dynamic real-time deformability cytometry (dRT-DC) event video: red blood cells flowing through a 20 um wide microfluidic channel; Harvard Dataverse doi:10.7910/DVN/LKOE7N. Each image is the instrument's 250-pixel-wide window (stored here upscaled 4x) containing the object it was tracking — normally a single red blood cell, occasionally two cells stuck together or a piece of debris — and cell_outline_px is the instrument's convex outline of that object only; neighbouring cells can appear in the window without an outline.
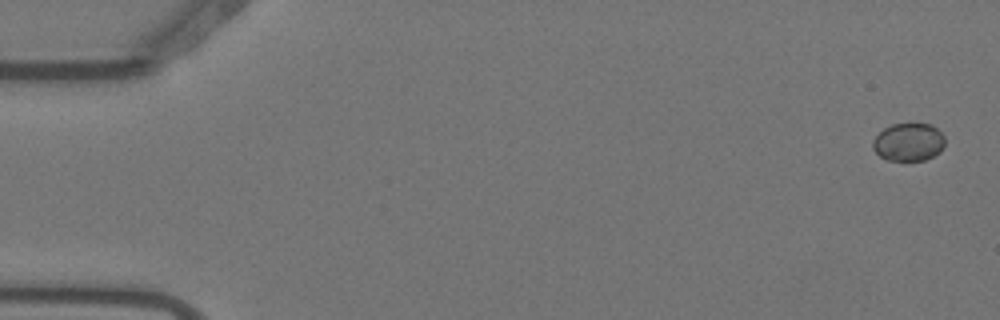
{"species": "Egyptian fruit bat (a non-hibernating species)", "species_latin": "Rousettus aegyptiacus", "temperature_condition": "warm", "stored_images_in_passage": 5, "camera_frame_rate_fps": 3000, "um_per_image_px": 0.085, "animal": {"sex": "female"}, "frame": {"image": 1, "passage_image": 1, "time_ms": 0.0, "image_size_px": [1000, 320], "cell_outline_px": [[944, 144], [940, 152], [924, 160], [888, 160], [880, 156], [872, 148], [872, 140], [884, 128], [892, 124], [932, 124], [944, 136]], "centroid_in_image_um": [77.22, 12.07], "position_along_channel_um": 7.8, "area_um2": 15.84}}
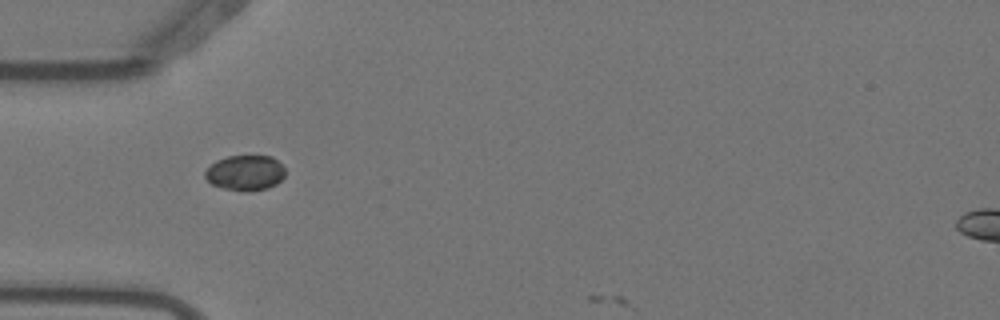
{"frame": {"image": 2, "passage_image": 5, "time_ms": 1.333, "image_size_px": [1000, 320], "cell_outline_px": [[284, 176], [276, 184], [268, 188], [224, 188], [212, 184], [204, 176], [204, 172], [216, 160], [228, 156], [272, 156], [284, 168]], "centroid_in_image_um": [20.83, 14.64], "position_along_channel_um": 64.2, "area_um2": 15.72}}